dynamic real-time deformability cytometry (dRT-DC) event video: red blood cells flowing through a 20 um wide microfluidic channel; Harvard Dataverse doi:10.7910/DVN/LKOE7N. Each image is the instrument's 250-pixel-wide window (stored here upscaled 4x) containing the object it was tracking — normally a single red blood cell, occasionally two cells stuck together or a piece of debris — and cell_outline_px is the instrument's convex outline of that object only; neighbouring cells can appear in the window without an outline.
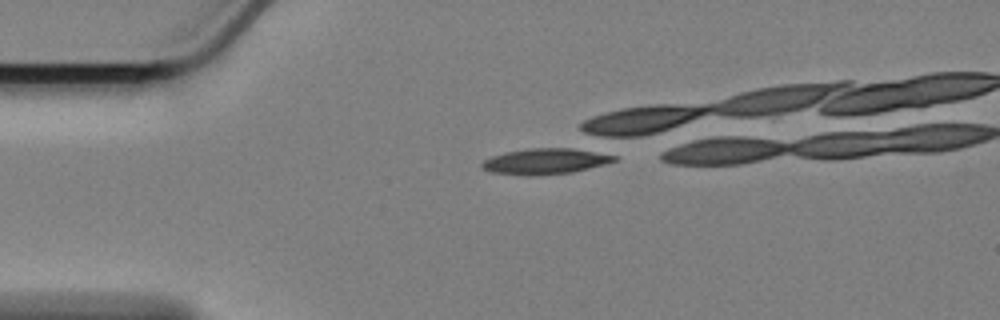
{"species": "Egyptian fruit bat (a non-hibernating species)", "species_latin": "Rousettus aegyptiacus", "temperature_condition": "cold", "stored_images_in_passage": 1, "camera_frame_rate_fps": 3000, "um_per_image_px": 0.085, "animal": {"sex": "female"}, "frame": {"image": 1, "passage_image": 1, "time_ms": 0.0, "image_size_px": [1000, 320], "cell_outline_px": [[616, 160], [604, 164], [572, 172], [532, 176], [524, 176], [492, 172], [480, 168], [480, 164], [484, 160], [492, 156], [508, 152], [532, 148], [584, 148], [608, 152], [616, 156]], "centroid_in_image_um": [46.41, 13.7], "position_along_channel_um": 38.6, "area_um2": 20.17}}